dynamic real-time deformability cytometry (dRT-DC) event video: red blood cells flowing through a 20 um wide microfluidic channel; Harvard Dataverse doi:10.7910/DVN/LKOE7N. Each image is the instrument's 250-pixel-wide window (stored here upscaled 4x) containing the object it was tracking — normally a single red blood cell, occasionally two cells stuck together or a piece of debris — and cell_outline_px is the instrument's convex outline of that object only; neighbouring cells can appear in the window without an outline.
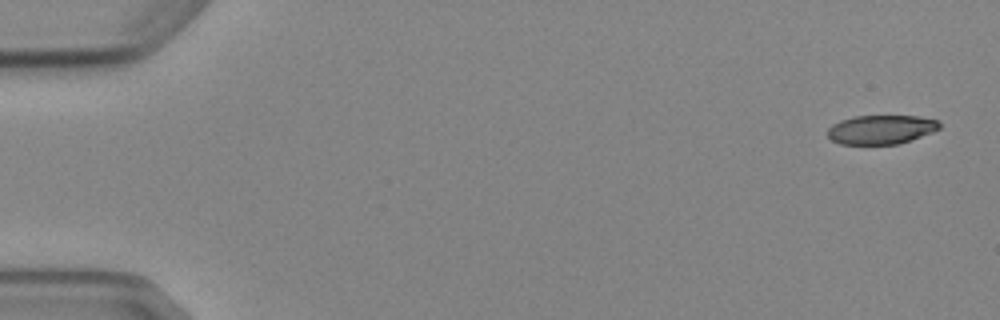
{"species": "Egyptian fruit bat (a non-hibernating species)", "species_latin": "Rousettus aegyptiacus", "temperature_condition": "cold", "stored_images_in_passage": 4, "camera_frame_rate_fps": 3000, "um_per_image_px": 0.085, "animal": {"sex": "female"}, "frame": {"image": 1, "passage_image": 1, "time_ms": 0.0, "image_size_px": [1000, 320], "cell_outline_px": [[940, 128], [932, 132], [896, 144], [840, 144], [832, 140], [828, 136], [828, 128], [832, 124], [840, 120], [852, 116], [920, 116], [940, 120]], "centroid_in_image_um": [74.88, 10.99], "position_along_channel_um": 10.1, "area_um2": 18.9}}
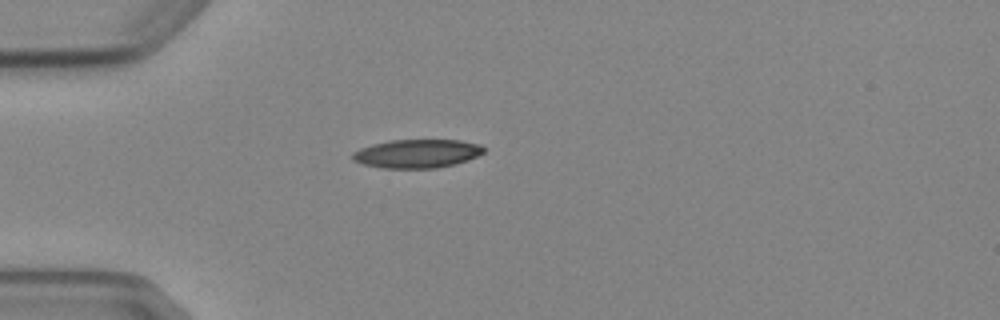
{"frame": {"image": 2, "passage_image": 4, "time_ms": 4.333, "image_size_px": [1000, 320], "cell_outline_px": [[484, 152], [468, 160], [456, 164], [436, 168], [384, 168], [364, 164], [352, 160], [352, 152], [360, 148], [372, 144], [392, 140], [460, 140], [480, 144], [484, 148]], "centroid_in_image_um": [35.45, 13.05], "position_along_channel_um": 49.6, "area_um2": 21.85}}